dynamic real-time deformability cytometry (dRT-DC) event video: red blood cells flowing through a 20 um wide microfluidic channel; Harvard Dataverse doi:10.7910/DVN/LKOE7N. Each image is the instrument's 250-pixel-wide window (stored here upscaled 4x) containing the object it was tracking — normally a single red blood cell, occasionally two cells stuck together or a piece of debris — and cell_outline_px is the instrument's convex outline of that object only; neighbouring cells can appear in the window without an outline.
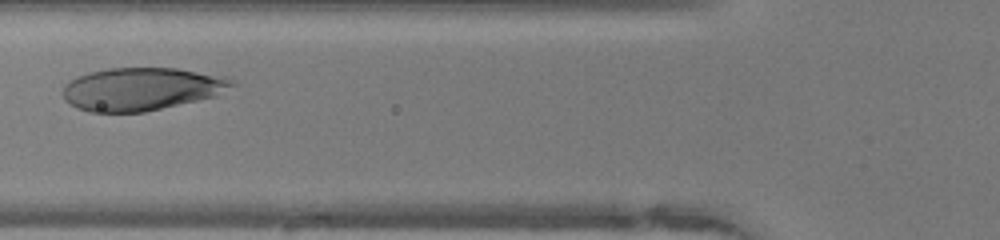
{"species": "human", "species_latin": "Homo sapiens", "temperature_condition": "warm", "stored_images_in_passage": 15, "camera_frame_rate_fps": 3000, "um_per_image_px": 0.085, "donor": {"sex": "female"}, "frame": {"image": 1, "passage_image": 9, "time_ms": 2.667, "image_size_px": [1000, 240], "cell_outline_px": [[240, 84], [216, 96], [144, 112], [88, 112], [76, 108], [64, 100], [64, 84], [88, 72], [108, 68], [176, 68], [220, 76], [232, 80]], "centroid_in_image_um": [12.04, 7.57], "position_along_channel_um": 113.8, "area_um2": 42.14}}